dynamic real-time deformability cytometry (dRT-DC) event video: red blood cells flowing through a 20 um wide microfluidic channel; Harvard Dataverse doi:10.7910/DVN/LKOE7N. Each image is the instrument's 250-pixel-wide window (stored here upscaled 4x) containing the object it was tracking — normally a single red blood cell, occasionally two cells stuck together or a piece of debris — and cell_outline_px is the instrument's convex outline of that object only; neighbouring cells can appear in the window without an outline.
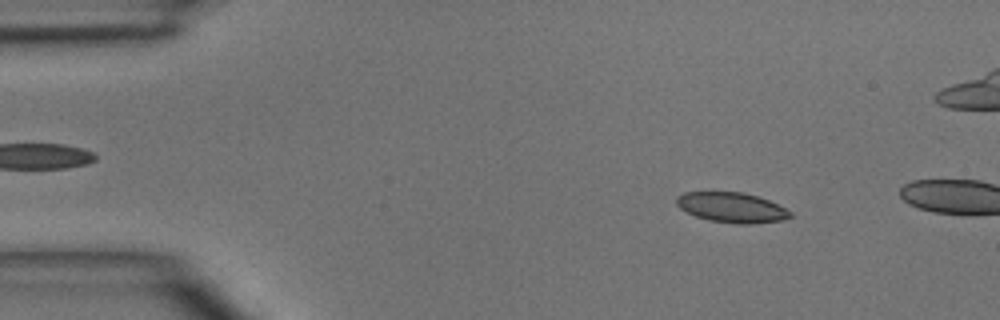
{"species": "common noctule bat (a hibernating species)", "species_latin": "Nyctalus noctula", "temperature_condition": "room temperature", "stored_images_in_passage": 10, "camera_frame_rate_fps": 3000, "um_per_image_px": 0.085, "animal": {"sex": "male", "body_mass_g": 15.6}, "frame": {"image": 1, "passage_image": 6, "time_ms": 1.667, "image_size_px": [1000, 320], "cell_outline_px": [[792, 216], [784, 220], [752, 224], [736, 224], [708, 220], [696, 216], [680, 208], [676, 204], [676, 196], [684, 192], [744, 192], [768, 200], [792, 212]], "centroid_in_image_um": [62.19, 17.64], "position_along_channel_um": 22.8, "area_um2": 19.94}}